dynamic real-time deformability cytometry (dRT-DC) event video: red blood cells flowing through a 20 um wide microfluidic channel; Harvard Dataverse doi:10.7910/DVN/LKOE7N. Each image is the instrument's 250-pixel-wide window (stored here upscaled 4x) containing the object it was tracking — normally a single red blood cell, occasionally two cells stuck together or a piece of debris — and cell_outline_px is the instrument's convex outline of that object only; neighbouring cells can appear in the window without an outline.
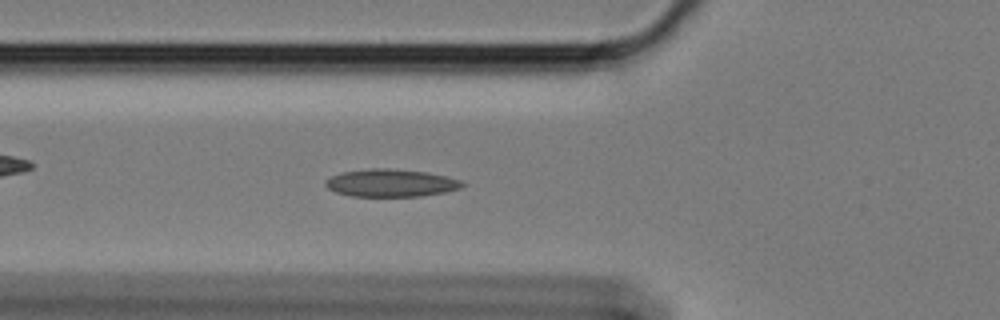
{"species": "Egyptian fruit bat (a non-hibernating species)", "species_latin": "Rousettus aegyptiacus", "temperature_condition": "cold", "stored_images_in_passage": 58, "camera_frame_rate_fps": 3000, "um_per_image_px": 0.085, "animal": {"sex": "female"}, "frame": {"image": 1, "passage_image": 21, "time_ms": 6.667, "image_size_px": [1000, 320], "cell_outline_px": [[468, 184], [460, 188], [444, 192], [420, 196], [352, 196], [336, 192], [328, 188], [324, 184], [324, 180], [340, 172], [372, 168], [388, 168], [428, 172], [448, 176], [464, 180]], "centroid_in_image_um": [33.27, 15.54], "position_along_channel_um": 92.5, "area_um2": 22.25}}
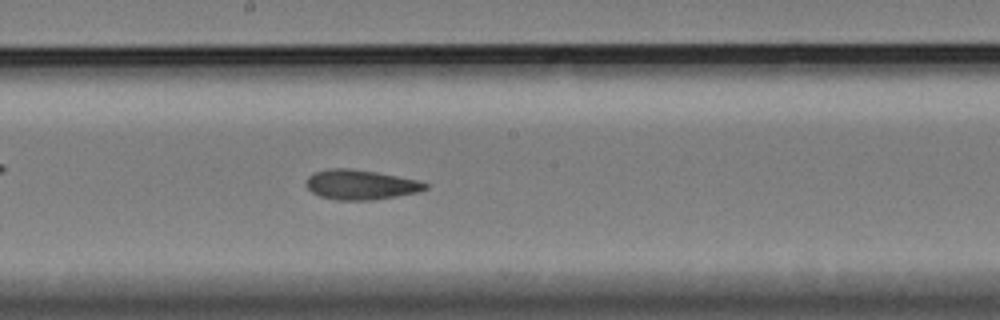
{"frame": {"image": 2, "passage_image": 32, "time_ms": 10.333, "image_size_px": [1000, 320], "cell_outline_px": [[428, 188], [416, 192], [396, 196], [372, 200], [336, 200], [320, 196], [312, 192], [304, 184], [308, 176], [316, 172], [332, 168], [348, 168], [376, 172], [416, 180], [428, 184]], "centroid_in_image_um": [30.61, 15.7], "position_along_channel_um": 217.6, "area_um2": 20.46}}
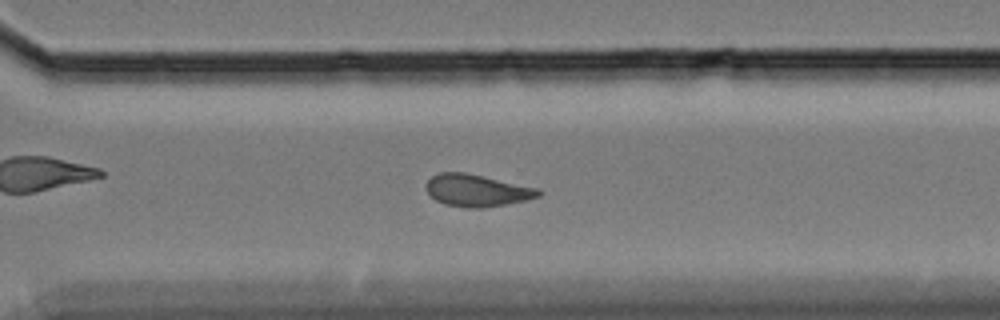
{"frame": {"image": 3, "passage_image": 42, "time_ms": 13.667, "image_size_px": [1000, 320], "cell_outline_px": [[544, 192], [540, 196], [524, 200], [504, 204], [480, 208], [468, 208], [444, 204], [436, 200], [424, 188], [424, 184], [432, 176], [440, 172], [464, 172], [540, 188]], "centroid_in_image_um": [40.53, 16.18], "position_along_channel_um": 330.1, "area_um2": 21.04}}